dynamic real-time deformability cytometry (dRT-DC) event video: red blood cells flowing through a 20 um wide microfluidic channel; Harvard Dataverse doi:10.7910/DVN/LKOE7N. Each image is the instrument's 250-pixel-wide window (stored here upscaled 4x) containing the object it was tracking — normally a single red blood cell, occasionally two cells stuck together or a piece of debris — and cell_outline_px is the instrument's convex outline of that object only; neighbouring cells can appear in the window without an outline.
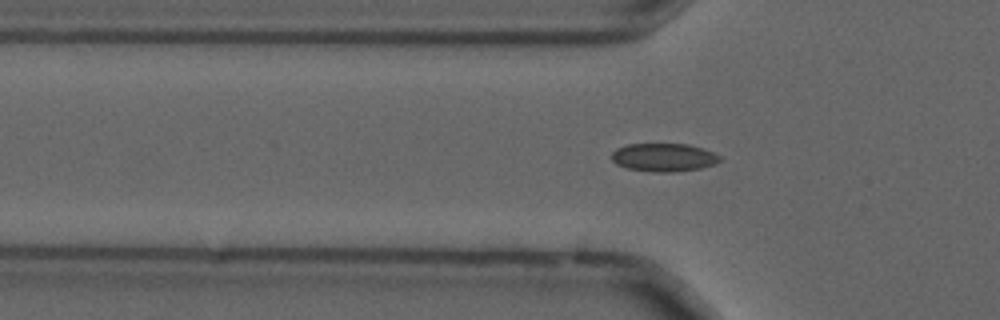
{"species": "common noctule bat (a hibernating species)", "species_latin": "Nyctalus noctula", "temperature_condition": "cold", "stored_images_in_passage": 51, "camera_frame_rate_fps": 3000, "um_per_image_px": 0.085, "animal": {"sex": "male", "forearm_length_mm": 52.5}, "frame": {"image": 1, "passage_image": 13, "time_ms": 4.0, "image_size_px": [1000, 320], "cell_outline_px": [[720, 160], [712, 164], [700, 168], [672, 172], [652, 172], [628, 168], [616, 164], [612, 160], [612, 152], [616, 148], [628, 144], [688, 144], [712, 152], [720, 156]], "centroid_in_image_um": [56.37, 13.37], "position_along_channel_um": 69.4, "area_um2": 17.57}}
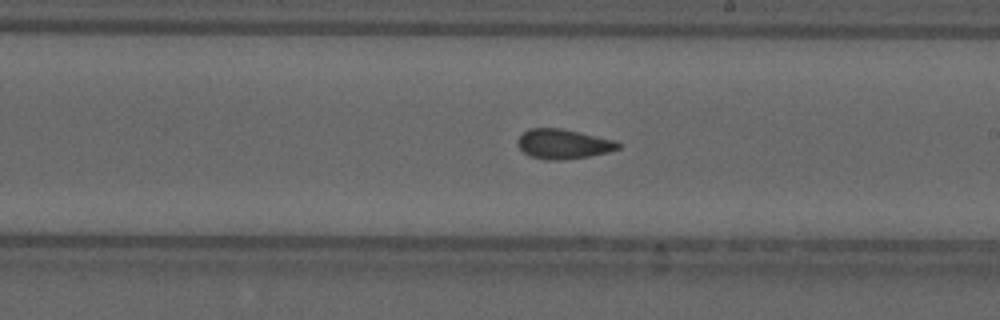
{"frame": {"image": 2, "passage_image": 27, "time_ms": 8.667, "image_size_px": [1000, 320], "cell_outline_px": [[620, 148], [608, 152], [588, 156], [564, 160], [544, 160], [528, 156], [520, 148], [520, 136], [528, 128], [560, 128], [580, 132], [612, 140], [620, 144]], "centroid_in_image_um": [47.87, 12.25], "position_along_channel_um": 241.1, "area_um2": 17.17}}
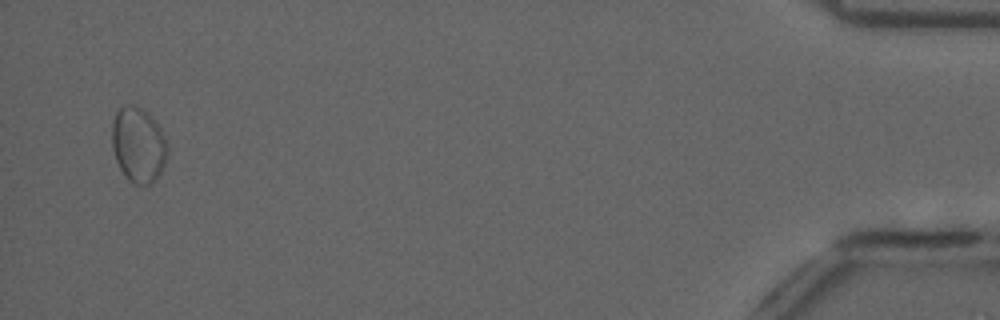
{"frame": {"image": 3, "passage_image": 49, "time_ms": 16.0, "image_size_px": [1000, 320], "cell_outline_px": [[168, 152], [164, 164], [156, 180], [152, 184], [136, 184], [128, 180], [120, 168], [116, 160], [112, 148], [112, 120], [116, 112], [120, 108], [128, 104], [140, 108], [148, 112], [152, 116], [160, 128], [164, 136], [168, 148]], "centroid_in_image_um": [11.76, 12.31], "position_along_channel_um": 423.4, "area_um2": 24.33}, "authors_computed_cell_mechanics": {"area_um2": 17.8024, "velocity_mm_per_s": 3.6772, "shape_relaxation_time_tau1_ms": null, "shape_relaxation_time_tau2_ms": 1.3543, "deformation_change_tau1": null, "deformation_change_tau2": 0.0485}}